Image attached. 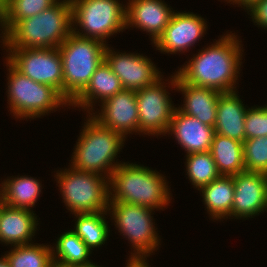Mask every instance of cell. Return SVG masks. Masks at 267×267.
Listing matches in <instances>:
<instances>
[{"mask_svg":"<svg viewBox=\"0 0 267 267\" xmlns=\"http://www.w3.org/2000/svg\"><path fill=\"white\" fill-rule=\"evenodd\" d=\"M171 77L172 88L181 91L185 96V104L183 103V107L179 106L177 109L185 115L198 119L201 123L214 127L217 102L222 92L185 83L175 73Z\"/></svg>","mask_w":267,"mask_h":267,"instance_id":"e0dca14e","label":"cell"},{"mask_svg":"<svg viewBox=\"0 0 267 267\" xmlns=\"http://www.w3.org/2000/svg\"><path fill=\"white\" fill-rule=\"evenodd\" d=\"M251 18L254 24L259 25L262 28L267 29V0L257 1L250 9Z\"/></svg>","mask_w":267,"mask_h":267,"instance_id":"1f68e13d","label":"cell"},{"mask_svg":"<svg viewBox=\"0 0 267 267\" xmlns=\"http://www.w3.org/2000/svg\"><path fill=\"white\" fill-rule=\"evenodd\" d=\"M72 7V32L84 38H106L126 28V5L118 0H70ZM78 24L82 32L76 31ZM84 32V33H83Z\"/></svg>","mask_w":267,"mask_h":267,"instance_id":"ba28073f","label":"cell"},{"mask_svg":"<svg viewBox=\"0 0 267 267\" xmlns=\"http://www.w3.org/2000/svg\"><path fill=\"white\" fill-rule=\"evenodd\" d=\"M112 210V211H111ZM154 209L122 202H110L108 213L115 221V226L130 240L134 253L129 259H147L159 246L160 239L155 231L153 216ZM112 212V213H111Z\"/></svg>","mask_w":267,"mask_h":267,"instance_id":"9c48e42d","label":"cell"},{"mask_svg":"<svg viewBox=\"0 0 267 267\" xmlns=\"http://www.w3.org/2000/svg\"><path fill=\"white\" fill-rule=\"evenodd\" d=\"M267 136V106L248 108L245 117V138Z\"/></svg>","mask_w":267,"mask_h":267,"instance_id":"4dcf8cb0","label":"cell"},{"mask_svg":"<svg viewBox=\"0 0 267 267\" xmlns=\"http://www.w3.org/2000/svg\"><path fill=\"white\" fill-rule=\"evenodd\" d=\"M101 113L91 116L101 125L118 132L124 138L128 133L139 132V118L135 91L123 89L114 96L105 99Z\"/></svg>","mask_w":267,"mask_h":267,"instance_id":"9a60e30c","label":"cell"},{"mask_svg":"<svg viewBox=\"0 0 267 267\" xmlns=\"http://www.w3.org/2000/svg\"><path fill=\"white\" fill-rule=\"evenodd\" d=\"M35 215L33 210L4 204L0 212V241L12 246L29 244L38 225Z\"/></svg>","mask_w":267,"mask_h":267,"instance_id":"ffe728a7","label":"cell"},{"mask_svg":"<svg viewBox=\"0 0 267 267\" xmlns=\"http://www.w3.org/2000/svg\"><path fill=\"white\" fill-rule=\"evenodd\" d=\"M7 60L33 81L55 88L63 96L62 59L58 48H7Z\"/></svg>","mask_w":267,"mask_h":267,"instance_id":"30bf717a","label":"cell"},{"mask_svg":"<svg viewBox=\"0 0 267 267\" xmlns=\"http://www.w3.org/2000/svg\"><path fill=\"white\" fill-rule=\"evenodd\" d=\"M76 267H100V266L99 265H96L95 263H92L90 265L76 266Z\"/></svg>","mask_w":267,"mask_h":267,"instance_id":"74e56055","label":"cell"},{"mask_svg":"<svg viewBox=\"0 0 267 267\" xmlns=\"http://www.w3.org/2000/svg\"><path fill=\"white\" fill-rule=\"evenodd\" d=\"M56 174L62 199L73 214L107 212L110 203L109 178L72 167Z\"/></svg>","mask_w":267,"mask_h":267,"instance_id":"8992f818","label":"cell"},{"mask_svg":"<svg viewBox=\"0 0 267 267\" xmlns=\"http://www.w3.org/2000/svg\"><path fill=\"white\" fill-rule=\"evenodd\" d=\"M104 60L119 77L123 89L126 90L143 89L162 77L151 59L143 54H120L106 46Z\"/></svg>","mask_w":267,"mask_h":267,"instance_id":"7c38bea8","label":"cell"},{"mask_svg":"<svg viewBox=\"0 0 267 267\" xmlns=\"http://www.w3.org/2000/svg\"><path fill=\"white\" fill-rule=\"evenodd\" d=\"M168 134H174L178 144L191 153L208 152L211 149L214 127L180 112L177 107L172 114Z\"/></svg>","mask_w":267,"mask_h":267,"instance_id":"ac0fdd59","label":"cell"},{"mask_svg":"<svg viewBox=\"0 0 267 267\" xmlns=\"http://www.w3.org/2000/svg\"><path fill=\"white\" fill-rule=\"evenodd\" d=\"M108 44L74 34L58 47L63 70V97L71 103L87 86L104 60Z\"/></svg>","mask_w":267,"mask_h":267,"instance_id":"5b68a950","label":"cell"},{"mask_svg":"<svg viewBox=\"0 0 267 267\" xmlns=\"http://www.w3.org/2000/svg\"><path fill=\"white\" fill-rule=\"evenodd\" d=\"M161 0H129L126 6V28L148 32L154 43L170 23L175 11Z\"/></svg>","mask_w":267,"mask_h":267,"instance_id":"2e32d148","label":"cell"},{"mask_svg":"<svg viewBox=\"0 0 267 267\" xmlns=\"http://www.w3.org/2000/svg\"><path fill=\"white\" fill-rule=\"evenodd\" d=\"M50 245L22 244L15 245L4 255L10 267H55Z\"/></svg>","mask_w":267,"mask_h":267,"instance_id":"4316f807","label":"cell"},{"mask_svg":"<svg viewBox=\"0 0 267 267\" xmlns=\"http://www.w3.org/2000/svg\"><path fill=\"white\" fill-rule=\"evenodd\" d=\"M56 243V250L52 247L55 267H76L92 264L88 260L92 251L73 230L60 235Z\"/></svg>","mask_w":267,"mask_h":267,"instance_id":"d4e9b609","label":"cell"},{"mask_svg":"<svg viewBox=\"0 0 267 267\" xmlns=\"http://www.w3.org/2000/svg\"><path fill=\"white\" fill-rule=\"evenodd\" d=\"M0 26L4 30L2 31V41L4 42L5 37H6V26H5V7L0 3Z\"/></svg>","mask_w":267,"mask_h":267,"instance_id":"e575fe53","label":"cell"},{"mask_svg":"<svg viewBox=\"0 0 267 267\" xmlns=\"http://www.w3.org/2000/svg\"><path fill=\"white\" fill-rule=\"evenodd\" d=\"M166 181L159 172L148 167L123 162L109 178L110 202L163 209L170 202Z\"/></svg>","mask_w":267,"mask_h":267,"instance_id":"3957f363","label":"cell"},{"mask_svg":"<svg viewBox=\"0 0 267 267\" xmlns=\"http://www.w3.org/2000/svg\"><path fill=\"white\" fill-rule=\"evenodd\" d=\"M41 183L32 177L17 176L2 182L0 187L6 205L31 210L41 193Z\"/></svg>","mask_w":267,"mask_h":267,"instance_id":"cb8c5ba5","label":"cell"},{"mask_svg":"<svg viewBox=\"0 0 267 267\" xmlns=\"http://www.w3.org/2000/svg\"><path fill=\"white\" fill-rule=\"evenodd\" d=\"M240 42L242 41H239L233 33L222 36L215 44L209 45L193 56L176 72L177 76L191 85L212 88L220 92L236 91L234 86L240 74L242 65L240 60L243 54Z\"/></svg>","mask_w":267,"mask_h":267,"instance_id":"6da1fadb","label":"cell"},{"mask_svg":"<svg viewBox=\"0 0 267 267\" xmlns=\"http://www.w3.org/2000/svg\"><path fill=\"white\" fill-rule=\"evenodd\" d=\"M229 3L231 2V4L234 5L235 4H239V6H244L243 8H245L247 11L248 9H250L257 1L259 0H226Z\"/></svg>","mask_w":267,"mask_h":267,"instance_id":"d6a6232c","label":"cell"},{"mask_svg":"<svg viewBox=\"0 0 267 267\" xmlns=\"http://www.w3.org/2000/svg\"><path fill=\"white\" fill-rule=\"evenodd\" d=\"M8 104L16 118H37L70 103L52 86L33 81L8 60Z\"/></svg>","mask_w":267,"mask_h":267,"instance_id":"52a82bcc","label":"cell"},{"mask_svg":"<svg viewBox=\"0 0 267 267\" xmlns=\"http://www.w3.org/2000/svg\"><path fill=\"white\" fill-rule=\"evenodd\" d=\"M126 267H150L145 259H128Z\"/></svg>","mask_w":267,"mask_h":267,"instance_id":"836d02e7","label":"cell"},{"mask_svg":"<svg viewBox=\"0 0 267 267\" xmlns=\"http://www.w3.org/2000/svg\"><path fill=\"white\" fill-rule=\"evenodd\" d=\"M247 108L236 91L222 92L217 102L214 132L244 142Z\"/></svg>","mask_w":267,"mask_h":267,"instance_id":"d6986e66","label":"cell"},{"mask_svg":"<svg viewBox=\"0 0 267 267\" xmlns=\"http://www.w3.org/2000/svg\"><path fill=\"white\" fill-rule=\"evenodd\" d=\"M5 202H4V199H3V196L1 195V192H0V212H1V209L3 208Z\"/></svg>","mask_w":267,"mask_h":267,"instance_id":"8d00e7d4","label":"cell"},{"mask_svg":"<svg viewBox=\"0 0 267 267\" xmlns=\"http://www.w3.org/2000/svg\"><path fill=\"white\" fill-rule=\"evenodd\" d=\"M0 267H10L9 262L4 256L0 258Z\"/></svg>","mask_w":267,"mask_h":267,"instance_id":"d590c367","label":"cell"},{"mask_svg":"<svg viewBox=\"0 0 267 267\" xmlns=\"http://www.w3.org/2000/svg\"><path fill=\"white\" fill-rule=\"evenodd\" d=\"M72 28L71 2L59 0L41 13L13 22L2 44L6 48H58Z\"/></svg>","mask_w":267,"mask_h":267,"instance_id":"7a4b0ae2","label":"cell"},{"mask_svg":"<svg viewBox=\"0 0 267 267\" xmlns=\"http://www.w3.org/2000/svg\"><path fill=\"white\" fill-rule=\"evenodd\" d=\"M245 171L267 174V136L243 142Z\"/></svg>","mask_w":267,"mask_h":267,"instance_id":"f546056e","label":"cell"},{"mask_svg":"<svg viewBox=\"0 0 267 267\" xmlns=\"http://www.w3.org/2000/svg\"><path fill=\"white\" fill-rule=\"evenodd\" d=\"M210 152L221 175L245 171L242 142L214 133Z\"/></svg>","mask_w":267,"mask_h":267,"instance_id":"603a6c76","label":"cell"},{"mask_svg":"<svg viewBox=\"0 0 267 267\" xmlns=\"http://www.w3.org/2000/svg\"><path fill=\"white\" fill-rule=\"evenodd\" d=\"M234 200L229 217L248 218L267 210V174L243 171L233 175Z\"/></svg>","mask_w":267,"mask_h":267,"instance_id":"4fadbf2b","label":"cell"},{"mask_svg":"<svg viewBox=\"0 0 267 267\" xmlns=\"http://www.w3.org/2000/svg\"><path fill=\"white\" fill-rule=\"evenodd\" d=\"M199 190L202 192L203 202L211 218L215 220L228 218L234 200L233 176L221 175Z\"/></svg>","mask_w":267,"mask_h":267,"instance_id":"7402d4cb","label":"cell"},{"mask_svg":"<svg viewBox=\"0 0 267 267\" xmlns=\"http://www.w3.org/2000/svg\"><path fill=\"white\" fill-rule=\"evenodd\" d=\"M0 3L5 7L6 3H7V0H0Z\"/></svg>","mask_w":267,"mask_h":267,"instance_id":"f35d334b","label":"cell"},{"mask_svg":"<svg viewBox=\"0 0 267 267\" xmlns=\"http://www.w3.org/2000/svg\"><path fill=\"white\" fill-rule=\"evenodd\" d=\"M206 28L205 19L201 16L185 11L175 12L154 45L161 53L185 52L204 37Z\"/></svg>","mask_w":267,"mask_h":267,"instance_id":"5bb4252c","label":"cell"},{"mask_svg":"<svg viewBox=\"0 0 267 267\" xmlns=\"http://www.w3.org/2000/svg\"><path fill=\"white\" fill-rule=\"evenodd\" d=\"M89 117L75 145L70 166L78 171L100 175L104 173L106 178H110L113 171L121 164L116 163L115 159L124 146L125 138L118 132L101 125L91 117V114Z\"/></svg>","mask_w":267,"mask_h":267,"instance_id":"277c9868","label":"cell"},{"mask_svg":"<svg viewBox=\"0 0 267 267\" xmlns=\"http://www.w3.org/2000/svg\"><path fill=\"white\" fill-rule=\"evenodd\" d=\"M107 212L74 214L76 223L73 231L82 239L90 250L99 248L108 239L110 229L106 217Z\"/></svg>","mask_w":267,"mask_h":267,"instance_id":"484cf974","label":"cell"},{"mask_svg":"<svg viewBox=\"0 0 267 267\" xmlns=\"http://www.w3.org/2000/svg\"><path fill=\"white\" fill-rule=\"evenodd\" d=\"M59 0H7L5 6L6 29L13 23L29 18L55 5Z\"/></svg>","mask_w":267,"mask_h":267,"instance_id":"f1b7e54d","label":"cell"},{"mask_svg":"<svg viewBox=\"0 0 267 267\" xmlns=\"http://www.w3.org/2000/svg\"><path fill=\"white\" fill-rule=\"evenodd\" d=\"M186 157V173L198 190L221 176L210 151L191 153Z\"/></svg>","mask_w":267,"mask_h":267,"instance_id":"83f0119b","label":"cell"},{"mask_svg":"<svg viewBox=\"0 0 267 267\" xmlns=\"http://www.w3.org/2000/svg\"><path fill=\"white\" fill-rule=\"evenodd\" d=\"M123 87L119 77L112 71L105 60L96 68L86 88L70 103L74 107H82L89 110H94L92 105L95 100L100 99L103 102L105 99L114 96L121 92ZM93 103V104H92ZM91 107V108H90Z\"/></svg>","mask_w":267,"mask_h":267,"instance_id":"44dd1931","label":"cell"},{"mask_svg":"<svg viewBox=\"0 0 267 267\" xmlns=\"http://www.w3.org/2000/svg\"><path fill=\"white\" fill-rule=\"evenodd\" d=\"M161 77L154 84L135 91L139 118V133L163 135L168 133L174 105ZM163 83V84H162Z\"/></svg>","mask_w":267,"mask_h":267,"instance_id":"8fae6325","label":"cell"}]
</instances>
